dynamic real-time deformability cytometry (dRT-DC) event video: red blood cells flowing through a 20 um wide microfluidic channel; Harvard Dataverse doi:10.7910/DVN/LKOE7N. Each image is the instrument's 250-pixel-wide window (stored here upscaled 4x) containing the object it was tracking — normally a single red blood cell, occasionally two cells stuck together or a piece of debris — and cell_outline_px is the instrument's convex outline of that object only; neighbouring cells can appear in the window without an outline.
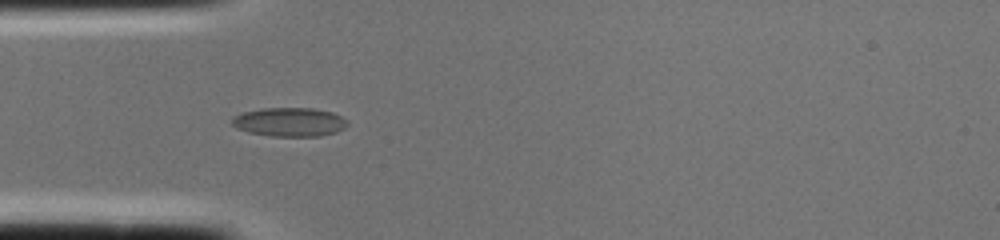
{"species": "common noctule bat (a hibernating species)", "species_latin": "Nyctalus noctula", "temperature_condition": "cold", "stored_images_in_passage": 2, "camera_frame_rate_fps": 3000, "um_per_image_px": 0.085, "animal": {"sex": "female", "body_mass_g": 22.0, "forearm_length_mm": 56.7}, "frame": {"image": 1, "passage_image": 2, "time_ms": 0.333, "image_size_px": [1000, 240], "cell_outline_px": [[344, 120], [340, 128], [332, 132], [312, 136], [276, 136], [252, 132], [240, 128], [232, 120], [236, 116], [244, 112], [268, 108], [308, 108], [328, 112]], "centroid_in_image_um": [24.53, 10.36], "position_along_channel_um": 60.5, "area_um2": 17.92}}